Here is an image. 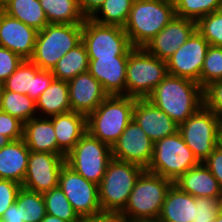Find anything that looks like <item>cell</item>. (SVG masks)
I'll return each mask as SVG.
<instances>
[{
	"instance_id": "816d5d0a",
	"label": "cell",
	"mask_w": 222,
	"mask_h": 222,
	"mask_svg": "<svg viewBox=\"0 0 222 222\" xmlns=\"http://www.w3.org/2000/svg\"><path fill=\"white\" fill-rule=\"evenodd\" d=\"M214 222H222V210H221V212L216 216V219L214 220Z\"/></svg>"
},
{
	"instance_id": "603a6c76",
	"label": "cell",
	"mask_w": 222,
	"mask_h": 222,
	"mask_svg": "<svg viewBox=\"0 0 222 222\" xmlns=\"http://www.w3.org/2000/svg\"><path fill=\"white\" fill-rule=\"evenodd\" d=\"M55 130L58 155H66L87 132V116L70 111L49 117Z\"/></svg>"
},
{
	"instance_id": "836d02e7",
	"label": "cell",
	"mask_w": 222,
	"mask_h": 222,
	"mask_svg": "<svg viewBox=\"0 0 222 222\" xmlns=\"http://www.w3.org/2000/svg\"><path fill=\"white\" fill-rule=\"evenodd\" d=\"M43 197L47 214L60 218L66 222H80V217L73 210L72 205L59 186L44 192Z\"/></svg>"
},
{
	"instance_id": "2e32d148",
	"label": "cell",
	"mask_w": 222,
	"mask_h": 222,
	"mask_svg": "<svg viewBox=\"0 0 222 222\" xmlns=\"http://www.w3.org/2000/svg\"><path fill=\"white\" fill-rule=\"evenodd\" d=\"M54 79L50 70L40 69L30 60H23L15 72L2 83V88L28 95L36 101Z\"/></svg>"
},
{
	"instance_id": "d4e9b609",
	"label": "cell",
	"mask_w": 222,
	"mask_h": 222,
	"mask_svg": "<svg viewBox=\"0 0 222 222\" xmlns=\"http://www.w3.org/2000/svg\"><path fill=\"white\" fill-rule=\"evenodd\" d=\"M30 151L58 155V143L52 120L49 117H34L23 124V138Z\"/></svg>"
},
{
	"instance_id": "9a60e30c",
	"label": "cell",
	"mask_w": 222,
	"mask_h": 222,
	"mask_svg": "<svg viewBox=\"0 0 222 222\" xmlns=\"http://www.w3.org/2000/svg\"><path fill=\"white\" fill-rule=\"evenodd\" d=\"M154 142L133 119L111 147L112 158L141 166L146 170L153 156Z\"/></svg>"
},
{
	"instance_id": "7bdbcfd3",
	"label": "cell",
	"mask_w": 222,
	"mask_h": 222,
	"mask_svg": "<svg viewBox=\"0 0 222 222\" xmlns=\"http://www.w3.org/2000/svg\"><path fill=\"white\" fill-rule=\"evenodd\" d=\"M203 163L222 187V149L217 146Z\"/></svg>"
},
{
	"instance_id": "d590c367",
	"label": "cell",
	"mask_w": 222,
	"mask_h": 222,
	"mask_svg": "<svg viewBox=\"0 0 222 222\" xmlns=\"http://www.w3.org/2000/svg\"><path fill=\"white\" fill-rule=\"evenodd\" d=\"M196 30L209 45L222 47V8L200 18L196 22Z\"/></svg>"
},
{
	"instance_id": "4fadbf2b",
	"label": "cell",
	"mask_w": 222,
	"mask_h": 222,
	"mask_svg": "<svg viewBox=\"0 0 222 222\" xmlns=\"http://www.w3.org/2000/svg\"><path fill=\"white\" fill-rule=\"evenodd\" d=\"M65 163L63 155L30 151L22 188L43 194L57 187L59 175Z\"/></svg>"
},
{
	"instance_id": "ee69618b",
	"label": "cell",
	"mask_w": 222,
	"mask_h": 222,
	"mask_svg": "<svg viewBox=\"0 0 222 222\" xmlns=\"http://www.w3.org/2000/svg\"><path fill=\"white\" fill-rule=\"evenodd\" d=\"M80 222H128L120 213L100 212L80 217Z\"/></svg>"
},
{
	"instance_id": "30bf717a",
	"label": "cell",
	"mask_w": 222,
	"mask_h": 222,
	"mask_svg": "<svg viewBox=\"0 0 222 222\" xmlns=\"http://www.w3.org/2000/svg\"><path fill=\"white\" fill-rule=\"evenodd\" d=\"M82 42L89 59L129 56L134 48L123 27L99 24L90 18L83 23Z\"/></svg>"
},
{
	"instance_id": "f35d334b",
	"label": "cell",
	"mask_w": 222,
	"mask_h": 222,
	"mask_svg": "<svg viewBox=\"0 0 222 222\" xmlns=\"http://www.w3.org/2000/svg\"><path fill=\"white\" fill-rule=\"evenodd\" d=\"M204 105L216 114L222 116V80L211 82L203 89Z\"/></svg>"
},
{
	"instance_id": "5b68a950",
	"label": "cell",
	"mask_w": 222,
	"mask_h": 222,
	"mask_svg": "<svg viewBox=\"0 0 222 222\" xmlns=\"http://www.w3.org/2000/svg\"><path fill=\"white\" fill-rule=\"evenodd\" d=\"M82 28L83 24L48 23L38 31L29 60L40 69L51 71L60 58L82 41Z\"/></svg>"
},
{
	"instance_id": "f5cc1de1",
	"label": "cell",
	"mask_w": 222,
	"mask_h": 222,
	"mask_svg": "<svg viewBox=\"0 0 222 222\" xmlns=\"http://www.w3.org/2000/svg\"><path fill=\"white\" fill-rule=\"evenodd\" d=\"M220 128L222 129V116L220 117Z\"/></svg>"
},
{
	"instance_id": "ab89813d",
	"label": "cell",
	"mask_w": 222,
	"mask_h": 222,
	"mask_svg": "<svg viewBox=\"0 0 222 222\" xmlns=\"http://www.w3.org/2000/svg\"><path fill=\"white\" fill-rule=\"evenodd\" d=\"M23 122L18 118L0 110V134L8 137L11 141L23 138Z\"/></svg>"
},
{
	"instance_id": "681fc988",
	"label": "cell",
	"mask_w": 222,
	"mask_h": 222,
	"mask_svg": "<svg viewBox=\"0 0 222 222\" xmlns=\"http://www.w3.org/2000/svg\"><path fill=\"white\" fill-rule=\"evenodd\" d=\"M217 146L222 149V129L220 128L219 129V132H218V143H217Z\"/></svg>"
},
{
	"instance_id": "7a4b0ae2",
	"label": "cell",
	"mask_w": 222,
	"mask_h": 222,
	"mask_svg": "<svg viewBox=\"0 0 222 222\" xmlns=\"http://www.w3.org/2000/svg\"><path fill=\"white\" fill-rule=\"evenodd\" d=\"M174 16L173 0H134L123 29L133 47H144Z\"/></svg>"
},
{
	"instance_id": "8d00e7d4",
	"label": "cell",
	"mask_w": 222,
	"mask_h": 222,
	"mask_svg": "<svg viewBox=\"0 0 222 222\" xmlns=\"http://www.w3.org/2000/svg\"><path fill=\"white\" fill-rule=\"evenodd\" d=\"M218 80H222V47L210 45L200 73V86L204 89Z\"/></svg>"
},
{
	"instance_id": "e575fe53",
	"label": "cell",
	"mask_w": 222,
	"mask_h": 222,
	"mask_svg": "<svg viewBox=\"0 0 222 222\" xmlns=\"http://www.w3.org/2000/svg\"><path fill=\"white\" fill-rule=\"evenodd\" d=\"M175 15L197 22L222 8V0H173Z\"/></svg>"
},
{
	"instance_id": "f907efd6",
	"label": "cell",
	"mask_w": 222,
	"mask_h": 222,
	"mask_svg": "<svg viewBox=\"0 0 222 222\" xmlns=\"http://www.w3.org/2000/svg\"><path fill=\"white\" fill-rule=\"evenodd\" d=\"M131 222H162V221L158 218V219H141V220H135Z\"/></svg>"
},
{
	"instance_id": "83f0119b",
	"label": "cell",
	"mask_w": 222,
	"mask_h": 222,
	"mask_svg": "<svg viewBox=\"0 0 222 222\" xmlns=\"http://www.w3.org/2000/svg\"><path fill=\"white\" fill-rule=\"evenodd\" d=\"M1 9L37 31L48 24L46 13L39 0H3Z\"/></svg>"
},
{
	"instance_id": "7c38bea8",
	"label": "cell",
	"mask_w": 222,
	"mask_h": 222,
	"mask_svg": "<svg viewBox=\"0 0 222 222\" xmlns=\"http://www.w3.org/2000/svg\"><path fill=\"white\" fill-rule=\"evenodd\" d=\"M58 186L79 217L102 212L98 185L86 180L66 163L61 169Z\"/></svg>"
},
{
	"instance_id": "7402d4cb",
	"label": "cell",
	"mask_w": 222,
	"mask_h": 222,
	"mask_svg": "<svg viewBox=\"0 0 222 222\" xmlns=\"http://www.w3.org/2000/svg\"><path fill=\"white\" fill-rule=\"evenodd\" d=\"M181 191L196 197L222 199V187L203 162L174 181Z\"/></svg>"
},
{
	"instance_id": "484cf974",
	"label": "cell",
	"mask_w": 222,
	"mask_h": 222,
	"mask_svg": "<svg viewBox=\"0 0 222 222\" xmlns=\"http://www.w3.org/2000/svg\"><path fill=\"white\" fill-rule=\"evenodd\" d=\"M195 198L176 185L168 190L159 216L162 222H193Z\"/></svg>"
},
{
	"instance_id": "ac0fdd59",
	"label": "cell",
	"mask_w": 222,
	"mask_h": 222,
	"mask_svg": "<svg viewBox=\"0 0 222 222\" xmlns=\"http://www.w3.org/2000/svg\"><path fill=\"white\" fill-rule=\"evenodd\" d=\"M38 31L0 9V46L29 60L34 52Z\"/></svg>"
},
{
	"instance_id": "74e56055",
	"label": "cell",
	"mask_w": 222,
	"mask_h": 222,
	"mask_svg": "<svg viewBox=\"0 0 222 222\" xmlns=\"http://www.w3.org/2000/svg\"><path fill=\"white\" fill-rule=\"evenodd\" d=\"M221 210L222 199L196 197L193 222H214Z\"/></svg>"
},
{
	"instance_id": "b9f144b4",
	"label": "cell",
	"mask_w": 222,
	"mask_h": 222,
	"mask_svg": "<svg viewBox=\"0 0 222 222\" xmlns=\"http://www.w3.org/2000/svg\"><path fill=\"white\" fill-rule=\"evenodd\" d=\"M22 185L12 180L0 179V220L4 212L16 201Z\"/></svg>"
},
{
	"instance_id": "e0dca14e",
	"label": "cell",
	"mask_w": 222,
	"mask_h": 222,
	"mask_svg": "<svg viewBox=\"0 0 222 222\" xmlns=\"http://www.w3.org/2000/svg\"><path fill=\"white\" fill-rule=\"evenodd\" d=\"M196 30V22L174 16L144 48L153 56L166 61Z\"/></svg>"
},
{
	"instance_id": "8992f818",
	"label": "cell",
	"mask_w": 222,
	"mask_h": 222,
	"mask_svg": "<svg viewBox=\"0 0 222 222\" xmlns=\"http://www.w3.org/2000/svg\"><path fill=\"white\" fill-rule=\"evenodd\" d=\"M143 171L141 166L112 158L98 185L102 211L121 213Z\"/></svg>"
},
{
	"instance_id": "60d3db41",
	"label": "cell",
	"mask_w": 222,
	"mask_h": 222,
	"mask_svg": "<svg viewBox=\"0 0 222 222\" xmlns=\"http://www.w3.org/2000/svg\"><path fill=\"white\" fill-rule=\"evenodd\" d=\"M23 59L13 51L0 46V83L10 77Z\"/></svg>"
},
{
	"instance_id": "d6986e66",
	"label": "cell",
	"mask_w": 222,
	"mask_h": 222,
	"mask_svg": "<svg viewBox=\"0 0 222 222\" xmlns=\"http://www.w3.org/2000/svg\"><path fill=\"white\" fill-rule=\"evenodd\" d=\"M71 110L88 116L108 96V93L88 71L68 81Z\"/></svg>"
},
{
	"instance_id": "5bb4252c",
	"label": "cell",
	"mask_w": 222,
	"mask_h": 222,
	"mask_svg": "<svg viewBox=\"0 0 222 222\" xmlns=\"http://www.w3.org/2000/svg\"><path fill=\"white\" fill-rule=\"evenodd\" d=\"M209 46L207 40L195 30L166 60L168 74L188 78L200 84V73Z\"/></svg>"
},
{
	"instance_id": "3957f363",
	"label": "cell",
	"mask_w": 222,
	"mask_h": 222,
	"mask_svg": "<svg viewBox=\"0 0 222 222\" xmlns=\"http://www.w3.org/2000/svg\"><path fill=\"white\" fill-rule=\"evenodd\" d=\"M135 101L127 95H108L87 116V131L112 147L133 119Z\"/></svg>"
},
{
	"instance_id": "d6a6232c",
	"label": "cell",
	"mask_w": 222,
	"mask_h": 222,
	"mask_svg": "<svg viewBox=\"0 0 222 222\" xmlns=\"http://www.w3.org/2000/svg\"><path fill=\"white\" fill-rule=\"evenodd\" d=\"M23 222H40L46 213L45 200L42 193L29 191L21 187L16 201Z\"/></svg>"
},
{
	"instance_id": "f1b7e54d",
	"label": "cell",
	"mask_w": 222,
	"mask_h": 222,
	"mask_svg": "<svg viewBox=\"0 0 222 222\" xmlns=\"http://www.w3.org/2000/svg\"><path fill=\"white\" fill-rule=\"evenodd\" d=\"M46 13L48 23L83 24L86 20L82 14L79 0H39Z\"/></svg>"
},
{
	"instance_id": "44dd1931",
	"label": "cell",
	"mask_w": 222,
	"mask_h": 222,
	"mask_svg": "<svg viewBox=\"0 0 222 222\" xmlns=\"http://www.w3.org/2000/svg\"><path fill=\"white\" fill-rule=\"evenodd\" d=\"M127 61L128 56L89 59L88 72L108 95H126Z\"/></svg>"
},
{
	"instance_id": "8fae6325",
	"label": "cell",
	"mask_w": 222,
	"mask_h": 222,
	"mask_svg": "<svg viewBox=\"0 0 222 222\" xmlns=\"http://www.w3.org/2000/svg\"><path fill=\"white\" fill-rule=\"evenodd\" d=\"M219 129L220 118L205 105L178 125V132L199 162L217 147Z\"/></svg>"
},
{
	"instance_id": "277c9868",
	"label": "cell",
	"mask_w": 222,
	"mask_h": 222,
	"mask_svg": "<svg viewBox=\"0 0 222 222\" xmlns=\"http://www.w3.org/2000/svg\"><path fill=\"white\" fill-rule=\"evenodd\" d=\"M174 182L144 170L134 184L127 205L120 213L128 222L158 219L168 190Z\"/></svg>"
},
{
	"instance_id": "4316f807",
	"label": "cell",
	"mask_w": 222,
	"mask_h": 222,
	"mask_svg": "<svg viewBox=\"0 0 222 222\" xmlns=\"http://www.w3.org/2000/svg\"><path fill=\"white\" fill-rule=\"evenodd\" d=\"M35 102L39 117H51L72 111L68 81L54 79Z\"/></svg>"
},
{
	"instance_id": "9c48e42d",
	"label": "cell",
	"mask_w": 222,
	"mask_h": 222,
	"mask_svg": "<svg viewBox=\"0 0 222 222\" xmlns=\"http://www.w3.org/2000/svg\"><path fill=\"white\" fill-rule=\"evenodd\" d=\"M112 159V150L88 131L66 155V164L86 180L99 185Z\"/></svg>"
},
{
	"instance_id": "cb8c5ba5",
	"label": "cell",
	"mask_w": 222,
	"mask_h": 222,
	"mask_svg": "<svg viewBox=\"0 0 222 222\" xmlns=\"http://www.w3.org/2000/svg\"><path fill=\"white\" fill-rule=\"evenodd\" d=\"M30 150L23 139L11 141L0 149V179L22 185L28 168Z\"/></svg>"
},
{
	"instance_id": "7dc6e473",
	"label": "cell",
	"mask_w": 222,
	"mask_h": 222,
	"mask_svg": "<svg viewBox=\"0 0 222 222\" xmlns=\"http://www.w3.org/2000/svg\"><path fill=\"white\" fill-rule=\"evenodd\" d=\"M40 222H66V221L61 220L60 218H57L55 216L46 214L45 217Z\"/></svg>"
},
{
	"instance_id": "4dcf8cb0",
	"label": "cell",
	"mask_w": 222,
	"mask_h": 222,
	"mask_svg": "<svg viewBox=\"0 0 222 222\" xmlns=\"http://www.w3.org/2000/svg\"><path fill=\"white\" fill-rule=\"evenodd\" d=\"M0 110L25 123L37 117L36 102L28 95L1 89Z\"/></svg>"
},
{
	"instance_id": "ba28073f",
	"label": "cell",
	"mask_w": 222,
	"mask_h": 222,
	"mask_svg": "<svg viewBox=\"0 0 222 222\" xmlns=\"http://www.w3.org/2000/svg\"><path fill=\"white\" fill-rule=\"evenodd\" d=\"M200 162L179 132L154 143L153 156L146 171L173 182Z\"/></svg>"
},
{
	"instance_id": "bcb514c9",
	"label": "cell",
	"mask_w": 222,
	"mask_h": 222,
	"mask_svg": "<svg viewBox=\"0 0 222 222\" xmlns=\"http://www.w3.org/2000/svg\"><path fill=\"white\" fill-rule=\"evenodd\" d=\"M0 222H23L21 220L20 209H18L17 204H12L2 216Z\"/></svg>"
},
{
	"instance_id": "1f68e13d",
	"label": "cell",
	"mask_w": 222,
	"mask_h": 222,
	"mask_svg": "<svg viewBox=\"0 0 222 222\" xmlns=\"http://www.w3.org/2000/svg\"><path fill=\"white\" fill-rule=\"evenodd\" d=\"M134 0H105L90 18L103 25L124 27Z\"/></svg>"
},
{
	"instance_id": "ffe728a7",
	"label": "cell",
	"mask_w": 222,
	"mask_h": 222,
	"mask_svg": "<svg viewBox=\"0 0 222 222\" xmlns=\"http://www.w3.org/2000/svg\"><path fill=\"white\" fill-rule=\"evenodd\" d=\"M133 120L154 143L178 132V124L148 99H136Z\"/></svg>"
},
{
	"instance_id": "52a82bcc",
	"label": "cell",
	"mask_w": 222,
	"mask_h": 222,
	"mask_svg": "<svg viewBox=\"0 0 222 222\" xmlns=\"http://www.w3.org/2000/svg\"><path fill=\"white\" fill-rule=\"evenodd\" d=\"M167 75L166 61L153 56L144 47H134L127 61L126 95L146 99Z\"/></svg>"
},
{
	"instance_id": "f546056e",
	"label": "cell",
	"mask_w": 222,
	"mask_h": 222,
	"mask_svg": "<svg viewBox=\"0 0 222 222\" xmlns=\"http://www.w3.org/2000/svg\"><path fill=\"white\" fill-rule=\"evenodd\" d=\"M89 58L86 47L81 41L68 51L51 70L55 79L69 81L80 73L88 71Z\"/></svg>"
},
{
	"instance_id": "c3c4849f",
	"label": "cell",
	"mask_w": 222,
	"mask_h": 222,
	"mask_svg": "<svg viewBox=\"0 0 222 222\" xmlns=\"http://www.w3.org/2000/svg\"><path fill=\"white\" fill-rule=\"evenodd\" d=\"M10 142L11 140L8 137L0 134V149L5 145H8Z\"/></svg>"
},
{
	"instance_id": "6da1fadb",
	"label": "cell",
	"mask_w": 222,
	"mask_h": 222,
	"mask_svg": "<svg viewBox=\"0 0 222 222\" xmlns=\"http://www.w3.org/2000/svg\"><path fill=\"white\" fill-rule=\"evenodd\" d=\"M180 125L204 105L203 88L194 80L168 74L146 98Z\"/></svg>"
},
{
	"instance_id": "f6af8a7d",
	"label": "cell",
	"mask_w": 222,
	"mask_h": 222,
	"mask_svg": "<svg viewBox=\"0 0 222 222\" xmlns=\"http://www.w3.org/2000/svg\"><path fill=\"white\" fill-rule=\"evenodd\" d=\"M105 0H79V6L85 18H91Z\"/></svg>"
}]
</instances>
